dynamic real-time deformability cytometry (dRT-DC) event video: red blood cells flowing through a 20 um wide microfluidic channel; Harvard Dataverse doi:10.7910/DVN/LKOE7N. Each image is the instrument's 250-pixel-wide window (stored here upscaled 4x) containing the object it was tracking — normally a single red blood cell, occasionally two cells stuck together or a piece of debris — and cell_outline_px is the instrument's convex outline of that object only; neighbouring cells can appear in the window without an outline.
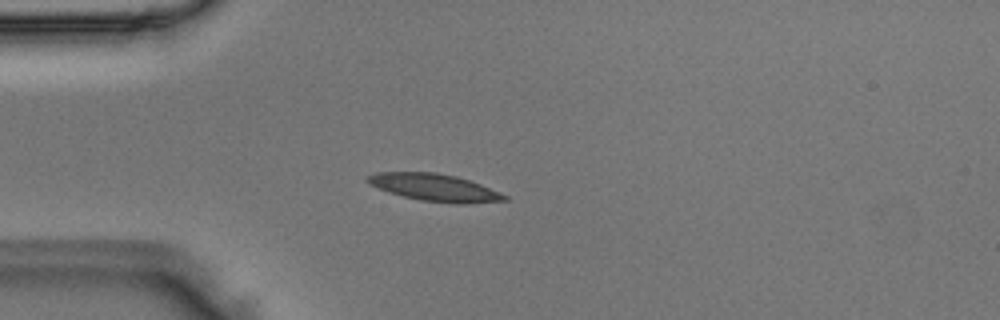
{"species": "Egyptian fruit bat (a non-hibernating species)", "species_latin": "Rousettus aegyptiacus", "temperature_condition": "room temperature", "stored_images_in_passage": 39, "camera_frame_rate_fps": 3000, "um_per_image_px": 0.085, "animal": {"sex": "male"}, "frame": {"image": 1, "passage_image": 2, "time_ms": 0.333, "image_size_px": [1000, 320], "cell_outline_px": [[508, 200], [464, 204], [456, 204], [420, 200], [388, 192], [368, 184], [364, 180], [364, 176], [376, 172], [436, 172], [456, 176], [480, 184], [500, 192], [508, 196]], "centroid_in_image_um": [36.9, 15.93], "position_along_channel_um": 48.1, "area_um2": 21.91}}
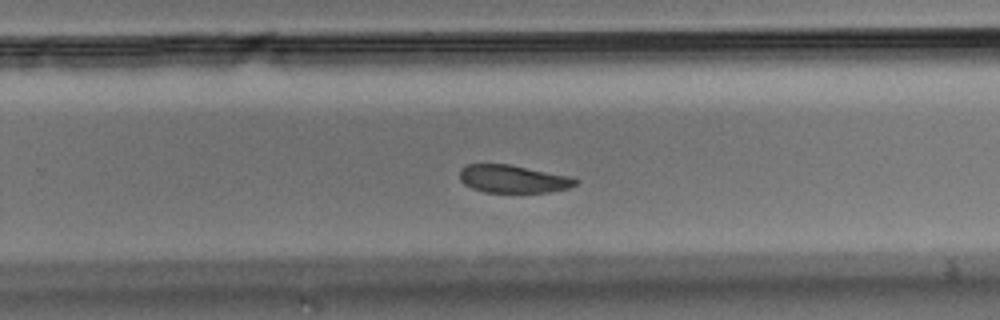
{"frame": {"image": 2, "passage_image": 21, "time_ms": 6.667, "image_size_px": [1000, 320], "cell_outline_px": [[580, 180], [576, 184], [568, 188], [548, 192], [484, 192], [472, 188], [464, 184], [460, 180], [460, 168], [468, 164], [508, 164], [572, 176]], "centroid_in_image_um": [43.62, 15.2], "position_along_channel_um": 286.2, "area_um2": 18.84}}
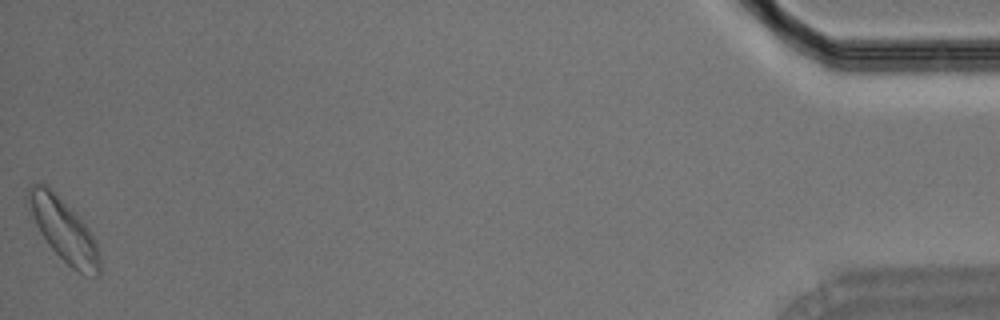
{"frame": {"image": 3, "passage_image": 39, "time_ms": 12.667, "image_size_px": [1000, 320], "cell_outline_px": [[100, 272], [96, 276], [84, 276], [72, 268], [48, 244], [40, 232], [36, 224], [24, 196], [32, 184], [44, 184], [72, 208], [88, 228], [96, 240], [100, 260]], "centroid_in_image_um": [5.43, 19.56], "position_along_channel_um": 429.8, "area_um2": 25.84}}